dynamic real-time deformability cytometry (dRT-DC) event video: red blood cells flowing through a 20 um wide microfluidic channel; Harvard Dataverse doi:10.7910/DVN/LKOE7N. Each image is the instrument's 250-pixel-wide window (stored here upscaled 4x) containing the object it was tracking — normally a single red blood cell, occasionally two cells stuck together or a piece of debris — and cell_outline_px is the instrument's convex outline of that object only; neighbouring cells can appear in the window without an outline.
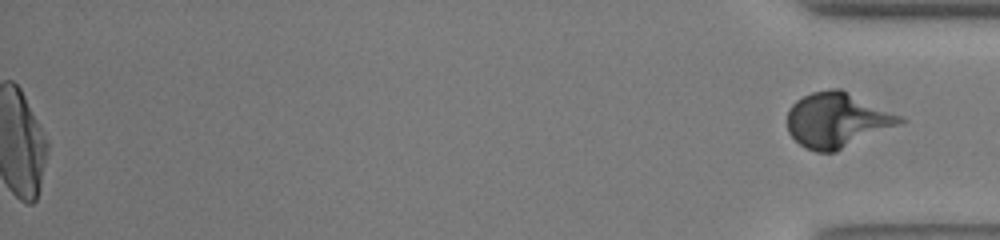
{"species": "human", "species_latin": "Homo sapiens", "temperature_condition": "warm", "stored_images_in_passage": 42, "segment_of_instrument_passage": [2, 2], "camera_frame_rate_fps": 3000, "um_per_image_px": 0.085, "donor": {"sex": "male"}, "frame": {"image": 1, "passage_image": 42, "time_ms": 13.667, "image_size_px": [1000, 240], "cell_outline_px": [[908, 120], [904, 124], [836, 152], [816, 152], [800, 144], [788, 132], [788, 112], [792, 104], [796, 100], [812, 92], [832, 88], [840, 88], [904, 116]], "centroid_in_image_um": [71.24, 10.21], "position_along_channel_um": 364.0, "area_um2": 36.53}}